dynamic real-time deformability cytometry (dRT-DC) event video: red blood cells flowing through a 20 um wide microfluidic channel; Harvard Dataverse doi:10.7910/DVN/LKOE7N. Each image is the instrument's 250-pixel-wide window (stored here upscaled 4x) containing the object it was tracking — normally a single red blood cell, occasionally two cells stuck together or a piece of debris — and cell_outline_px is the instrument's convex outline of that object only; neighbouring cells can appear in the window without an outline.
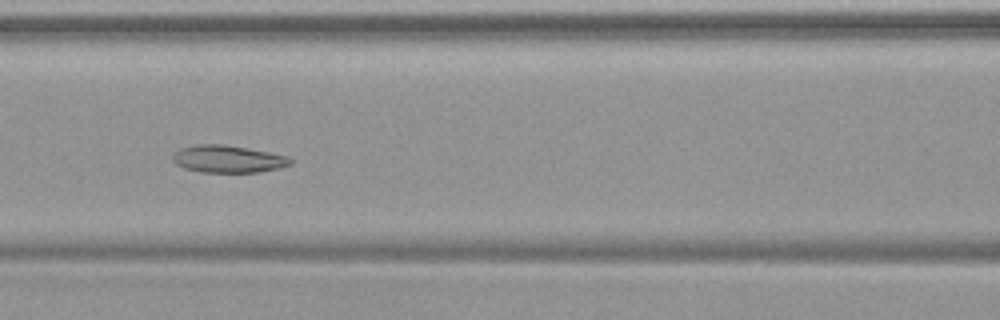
{"species": "common noctule bat (a hibernating species)", "species_latin": "Nyctalus noctula", "temperature_condition": "warm", "stored_images_in_passage": 55, "camera_frame_rate_fps": 3000, "um_per_image_px": 0.085, "animal": {"sex": "female", "body_mass_g": 19.9}, "frame": {"image": 1, "passage_image": 25, "time_ms": 8.0, "image_size_px": [1000, 320], "cell_outline_px": [[292, 164], [280, 168], [260, 172], [200, 172], [184, 168], [176, 164], [172, 160], [172, 152], [180, 148], [196, 144], [224, 144], [268, 152], [288, 156], [292, 160]], "centroid_in_image_um": [19.35, 13.51], "position_along_channel_um": 147.3, "area_um2": 18.9}}
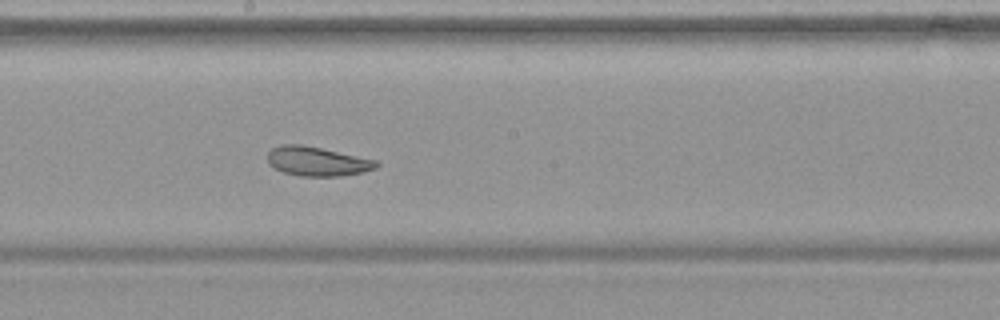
{"frame": {"image": 2, "passage_image": 31, "time_ms": 10.0, "image_size_px": [1000, 320], "cell_outline_px": [[380, 164], [376, 168], [364, 172], [340, 176], [300, 176], [284, 172], [272, 168], [268, 164], [268, 152], [272, 148], [280, 144], [304, 144], [376, 160]], "centroid_in_image_um": [26.94, 13.71], "position_along_channel_um": 221.3, "area_um2": 18.73}}
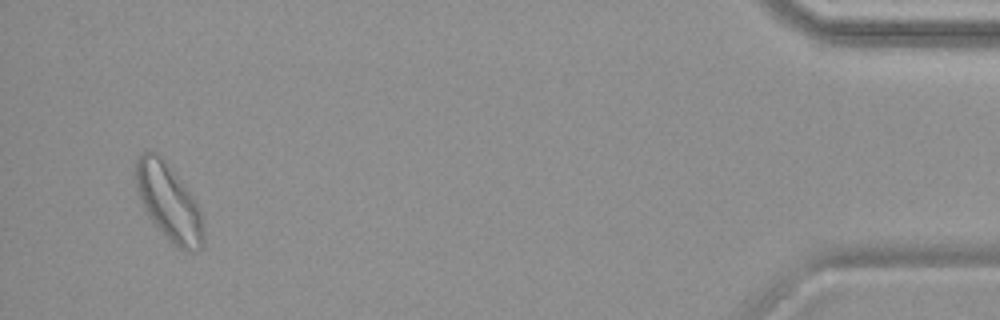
{"frame": {"image": 3, "passage_image": 53, "time_ms": 17.333, "image_size_px": [1000, 320], "cell_outline_px": [[204, 244], [200, 248], [188, 252], [184, 252], [148, 216], [140, 200], [132, 176], [136, 160], [140, 152], [156, 152], [164, 160], [192, 196], [200, 212], [204, 232]], "centroid_in_image_um": [14.3, 17.14], "position_along_channel_um": 420.9, "area_um2": 29.65}, "authors_computed_cell_mechanics": {"area_um2": 25.8366, "velocity_mm_per_s": 3.7193, "shape_relaxation_time_tau1_ms": null, "shape_relaxation_time_tau2_ms": 1.774, "deformation_change_tau1": null, "deformation_change_tau2": 0.0754}}